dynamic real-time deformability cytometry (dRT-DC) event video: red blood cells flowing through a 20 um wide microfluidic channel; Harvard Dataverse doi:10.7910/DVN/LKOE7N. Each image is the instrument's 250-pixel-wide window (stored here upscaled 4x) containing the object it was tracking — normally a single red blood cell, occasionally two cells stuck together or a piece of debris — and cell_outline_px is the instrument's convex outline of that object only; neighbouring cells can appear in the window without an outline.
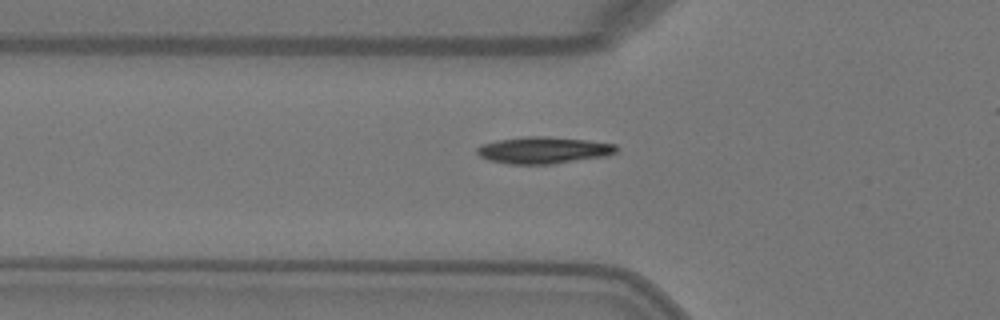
{"species": "Egyptian fruit bat (a non-hibernating species)", "species_latin": "Rousettus aegyptiacus", "temperature_condition": "warm", "stored_images_in_passage": 3, "camera_frame_rate_fps": 3000, "um_per_image_px": 0.085, "animal": {"sex": "female"}, "frame": {"image": 1, "passage_image": 3, "time_ms": 0.667, "image_size_px": [1000, 320], "cell_outline_px": [[620, 148], [616, 152], [608, 156], [552, 164], [504, 164], [488, 160], [480, 156], [476, 152], [476, 148], [480, 144], [500, 140], [524, 136], [548, 136], [588, 140], [616, 144]], "centroid_in_image_um": [46.21, 12.77], "position_along_channel_um": 79.6, "area_um2": 22.08}}